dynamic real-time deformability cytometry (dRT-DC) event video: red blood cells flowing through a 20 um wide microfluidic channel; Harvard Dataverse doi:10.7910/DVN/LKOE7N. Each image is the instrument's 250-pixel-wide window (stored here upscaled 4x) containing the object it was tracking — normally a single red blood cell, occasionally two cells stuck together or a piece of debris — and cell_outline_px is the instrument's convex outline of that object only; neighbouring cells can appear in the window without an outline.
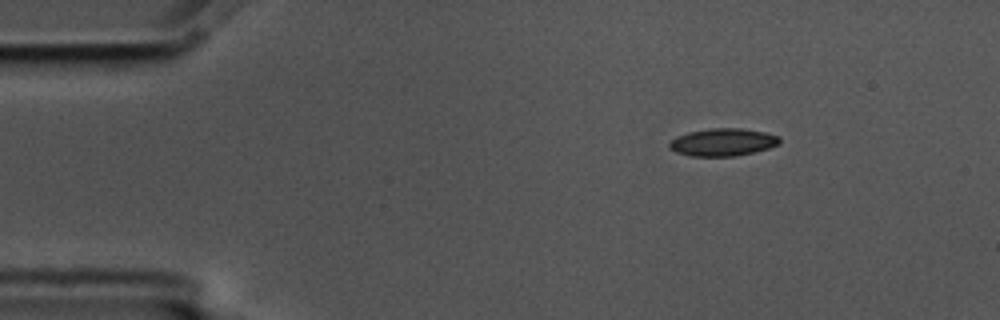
{"species": "common noctule bat (a hibernating species)", "species_latin": "Nyctalus noctula", "temperature_condition": "cold", "stored_images_in_passage": 35, "camera_frame_rate_fps": 3000, "um_per_image_px": 0.085, "animal": {"sex": "male", "body_mass_g": 17.5, "forearm_length_mm": 52.3}, "frame": {"image": 1, "passage_image": 1, "time_ms": 0.0, "image_size_px": [1000, 320], "cell_outline_px": [[780, 144], [768, 148], [736, 156], [692, 156], [676, 152], [668, 148], [668, 144], [676, 136], [688, 132], [712, 128], [740, 128], [764, 132], [780, 136]], "centroid_in_image_um": [61.43, 12.08], "position_along_channel_um": 23.6, "area_um2": 17.69}}
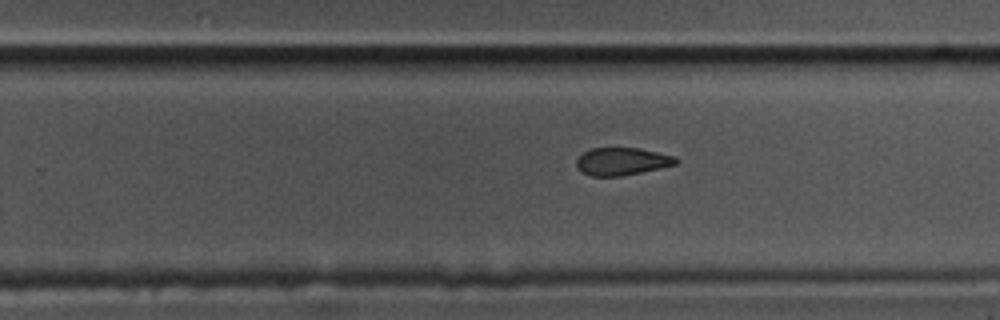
{"frame": {"image": 2, "passage_image": 28, "time_ms": 9.0, "image_size_px": [1000, 320], "cell_outline_px": [[680, 160], [676, 164], [660, 168], [620, 176], [592, 176], [584, 172], [576, 164], [576, 160], [584, 152], [592, 148], [640, 148], [676, 156]], "centroid_in_image_um": [52.92, 13.71], "position_along_channel_um": 276.9, "area_um2": 15.84}}
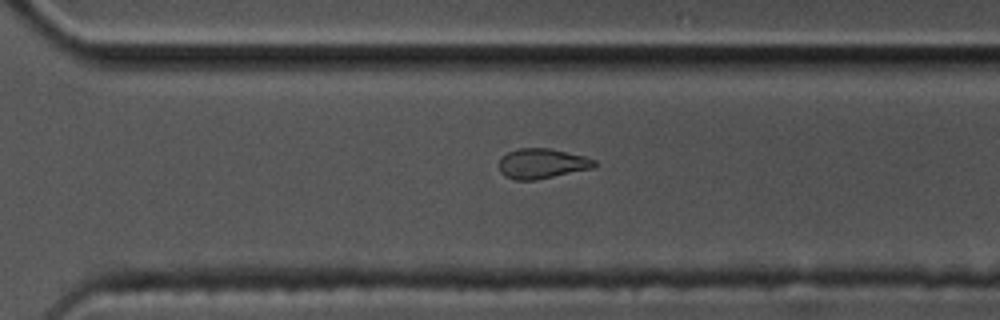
{"frame": {"image": 3, "passage_image": 32, "time_ms": 10.333, "image_size_px": [1000, 320], "cell_outline_px": [[596, 164], [592, 168], [536, 180], [516, 180], [504, 176], [500, 172], [500, 156], [508, 152], [520, 148], [548, 148], [584, 156], [596, 160]], "centroid_in_image_um": [46.04, 13.9], "position_along_channel_um": 324.6, "area_um2": 16.59}}